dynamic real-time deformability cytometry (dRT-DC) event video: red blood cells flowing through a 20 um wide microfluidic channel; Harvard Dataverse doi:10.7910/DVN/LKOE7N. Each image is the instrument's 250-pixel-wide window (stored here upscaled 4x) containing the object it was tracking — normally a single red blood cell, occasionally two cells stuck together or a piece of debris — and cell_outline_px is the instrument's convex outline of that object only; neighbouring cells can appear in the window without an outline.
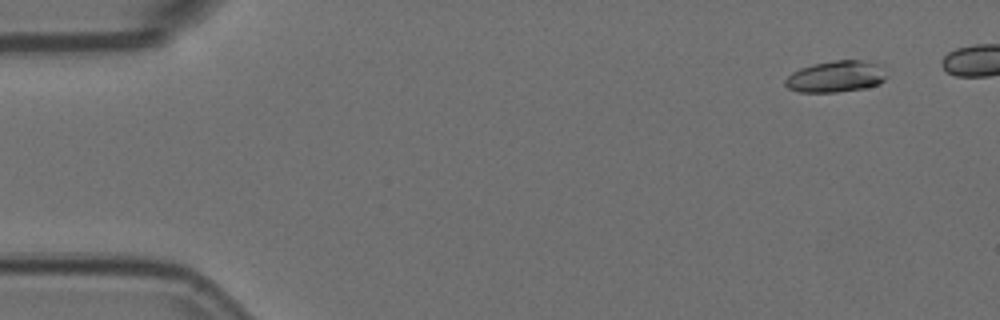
{"species": "Egyptian fruit bat (a non-hibernating species)", "species_latin": "Rousettus aegyptiacus", "temperature_condition": "room temperature", "stored_images_in_passage": 8, "camera_frame_rate_fps": 3000, "um_per_image_px": 0.085, "animal": {"sex": "female"}, "frame": {"image": 1, "passage_image": 2, "time_ms": 0.333, "image_size_px": [1000, 320], "cell_outline_px": [[888, 76], [880, 84], [864, 88], [836, 92], [800, 92], [788, 88], [784, 84], [784, 80], [792, 72], [800, 68], [812, 64], [832, 60], [860, 60], [880, 64]], "centroid_in_image_um": [71.06, 6.5], "position_along_channel_um": 13.9, "area_um2": 18.73}}
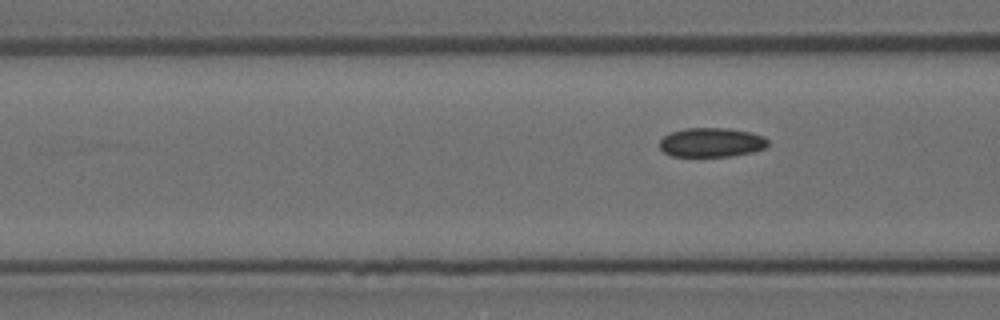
{"frame": {"image": 2, "passage_image": 8, "time_ms": 2.333, "image_size_px": [1000, 320], "cell_outline_px": [[768, 144], [764, 148], [752, 152], [732, 156], [672, 156], [664, 152], [660, 148], [660, 140], [664, 136], [672, 132], [688, 128], [728, 128], [752, 132], [764, 136], [768, 140]], "centroid_in_image_um": [60.5, 12.1], "position_along_channel_um": 106.1, "area_um2": 18.44}}